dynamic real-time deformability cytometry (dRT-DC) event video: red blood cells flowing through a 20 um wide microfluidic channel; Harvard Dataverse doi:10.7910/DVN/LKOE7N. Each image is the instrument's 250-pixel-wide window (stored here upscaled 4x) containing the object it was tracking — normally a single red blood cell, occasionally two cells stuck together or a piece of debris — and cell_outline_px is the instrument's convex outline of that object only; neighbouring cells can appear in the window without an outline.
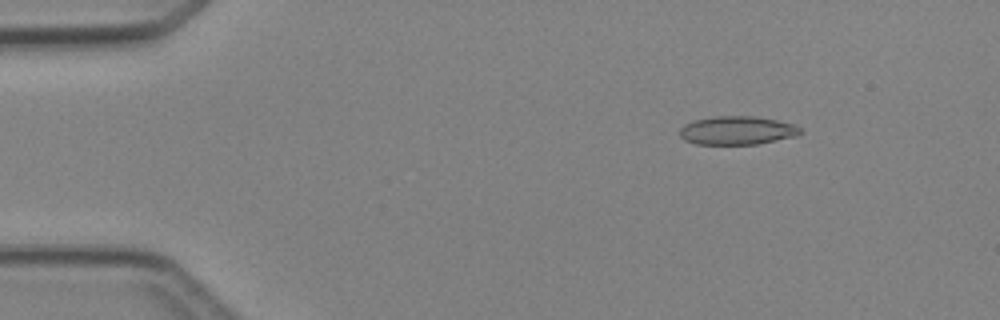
{"species": "Egyptian fruit bat (a non-hibernating species)", "species_latin": "Rousettus aegyptiacus", "temperature_condition": "cold", "stored_images_in_passage": 4, "camera_frame_rate_fps": 3000, "um_per_image_px": 0.085, "animal": {"sex": "female"}, "frame": {"image": 1, "passage_image": 2, "time_ms": 1.333, "image_size_px": [1000, 320], "cell_outline_px": [[800, 132], [796, 136], [756, 144], [696, 144], [684, 140], [680, 136], [680, 128], [684, 124], [696, 120], [712, 116], [756, 116], [796, 124], [800, 128]], "centroid_in_image_um": [62.64, 11.08], "position_along_channel_um": 22.4, "area_um2": 20.0}}